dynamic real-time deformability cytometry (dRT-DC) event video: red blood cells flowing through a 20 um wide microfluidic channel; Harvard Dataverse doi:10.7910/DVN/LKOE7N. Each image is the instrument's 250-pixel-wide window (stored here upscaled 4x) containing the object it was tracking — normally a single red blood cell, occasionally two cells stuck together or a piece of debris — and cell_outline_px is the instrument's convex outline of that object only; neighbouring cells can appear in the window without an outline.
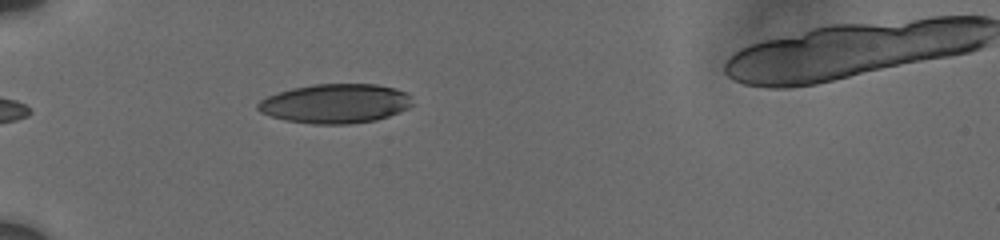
{"species": "human", "species_latin": "Homo sapiens", "temperature_condition": "cold", "stored_images_in_passage": 10, "segment_of_instrument_passage": [2, 2], "camera_frame_rate_fps": 3000, "um_per_image_px": 0.085, "donor": {"sex": "male"}, "frame": {"image": 1, "passage_image": 9, "time_ms": 7.0, "image_size_px": [1000, 240], "cell_outline_px": [[412, 104], [408, 108], [400, 112], [376, 120], [348, 124], [312, 124], [284, 120], [260, 112], [256, 108], [256, 104], [260, 100], [268, 96], [292, 88], [312, 84], [376, 84], [396, 88], [404, 92], [408, 96]], "centroid_in_image_um": [28.48, 8.8], "position_along_channel_um": 56.5, "area_um2": 35.37}}